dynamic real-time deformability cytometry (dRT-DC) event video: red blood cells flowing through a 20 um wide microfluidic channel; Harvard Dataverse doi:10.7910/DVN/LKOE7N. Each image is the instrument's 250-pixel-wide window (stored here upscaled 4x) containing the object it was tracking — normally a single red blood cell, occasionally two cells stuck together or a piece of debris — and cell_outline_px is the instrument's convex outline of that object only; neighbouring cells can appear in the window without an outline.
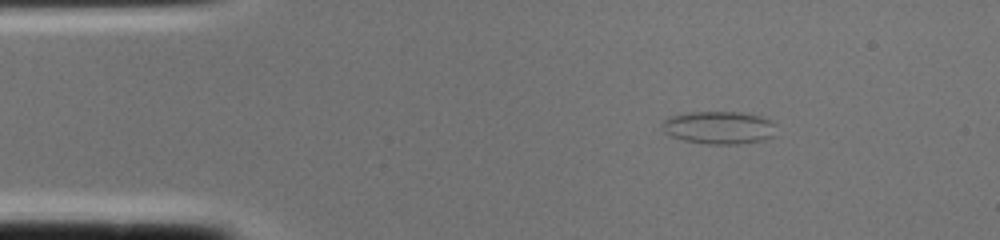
{"species": "common noctule bat (a hibernating species)", "species_latin": "Nyctalus noctula", "temperature_condition": "cold", "stored_images_in_passage": 2, "segment_of_instrument_passage": [2, 2], "camera_frame_rate_fps": 3000, "um_per_image_px": 0.085, "animal": {"sex": "female", "body_mass_g": 22.0, "forearm_length_mm": 56.7}, "frame": {"image": 1, "passage_image": 2, "time_ms": 0.333, "image_size_px": [1000, 240], "cell_outline_px": [[776, 124], [772, 136], [764, 140], [736, 144], [708, 144], [684, 140], [672, 136], [664, 132], [660, 124], [668, 116], [688, 112], [740, 112], [760, 116]], "centroid_in_image_um": [61.07, 10.84], "position_along_channel_um": 23.9, "area_um2": 21.79}}